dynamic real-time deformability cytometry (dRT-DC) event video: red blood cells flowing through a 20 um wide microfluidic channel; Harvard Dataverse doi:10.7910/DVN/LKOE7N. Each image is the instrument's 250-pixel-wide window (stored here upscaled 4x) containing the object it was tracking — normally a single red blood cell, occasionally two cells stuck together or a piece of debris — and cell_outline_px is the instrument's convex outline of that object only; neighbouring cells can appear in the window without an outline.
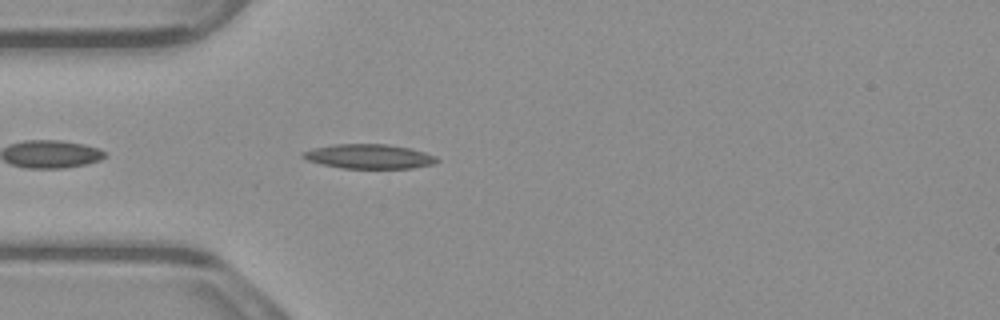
{"species": "common noctule bat (a hibernating species)", "species_latin": "Nyctalus noctula", "temperature_condition": "warm", "stored_images_in_passage": 41, "camera_frame_rate_fps": 3000, "um_per_image_px": 0.085, "animal": {"sex": "male", "body_mass_g": 23.1, "forearm_length_mm": 52.7}, "frame": {"image": 1, "passage_image": 3, "time_ms": 0.667, "image_size_px": [1000, 320], "cell_outline_px": [[440, 160], [432, 164], [412, 168], [344, 168], [324, 164], [308, 160], [300, 156], [304, 152], [312, 148], [332, 144], [388, 144], [412, 148], [436, 156]], "centroid_in_image_um": [31.4, 13.28], "position_along_channel_um": 53.6, "area_um2": 19.02}}
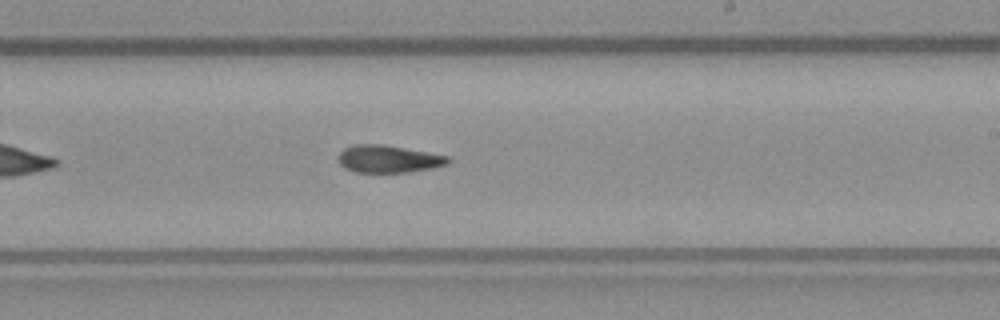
{"frame": {"image": 2, "passage_image": 19, "time_ms": 6.0, "image_size_px": [1000, 320], "cell_outline_px": [[452, 160], [448, 164], [432, 168], [408, 172], [356, 172], [344, 168], [340, 164], [340, 152], [344, 148], [352, 144], [384, 144], [448, 156]], "centroid_in_image_um": [33.03, 13.5], "position_along_channel_um": 256.0, "area_um2": 17.51}}
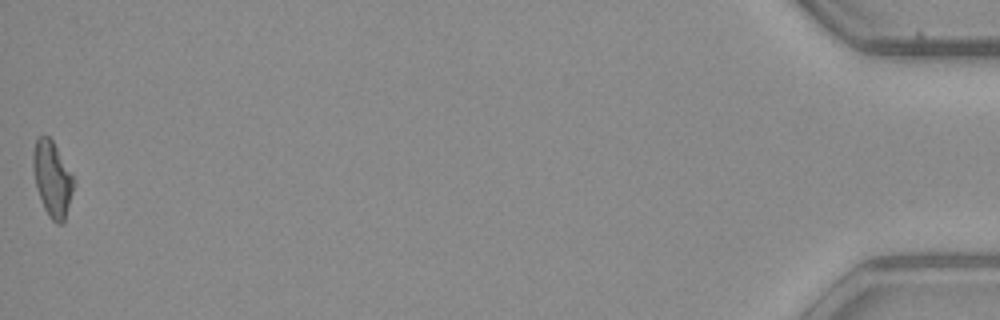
{"frame": {"image": 3, "passage_image": 41, "time_ms": 13.333, "image_size_px": [1000, 320], "cell_outline_px": [[76, 180], [64, 224], [56, 224], [48, 216], [44, 208], [36, 184], [32, 168], [32, 152], [36, 136], [48, 136], [52, 140]], "centroid_in_image_um": [4.45, 15.2], "position_along_channel_um": 430.8, "area_um2": 18.03}}